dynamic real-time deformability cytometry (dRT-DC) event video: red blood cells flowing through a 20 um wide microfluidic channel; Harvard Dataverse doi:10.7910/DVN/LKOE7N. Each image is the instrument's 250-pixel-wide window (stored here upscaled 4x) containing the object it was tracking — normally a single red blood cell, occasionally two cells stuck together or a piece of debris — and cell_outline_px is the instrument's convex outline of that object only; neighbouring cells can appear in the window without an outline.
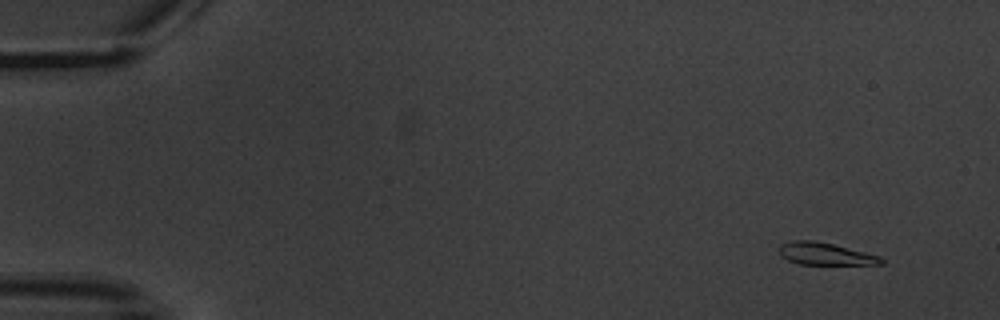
{"species": "common noctule bat (a hibernating species)", "species_latin": "Nyctalus noctula", "temperature_condition": "warm", "stored_images_in_passage": 6, "camera_frame_rate_fps": 3000, "um_per_image_px": 0.085, "animal": {"sex": "male", "body_mass_g": 20.1, "forearm_length_mm": 53.5}, "frame": {"image": 1, "passage_image": 2, "time_ms": 1.333, "image_size_px": [1000, 320], "cell_outline_px": [[884, 264], [800, 264], [788, 260], [780, 256], [780, 244], [792, 240], [812, 240], [832, 244], [880, 256], [884, 260]], "centroid_in_image_um": [70.12, 21.57], "position_along_channel_um": 14.9, "area_um2": 13.06}}
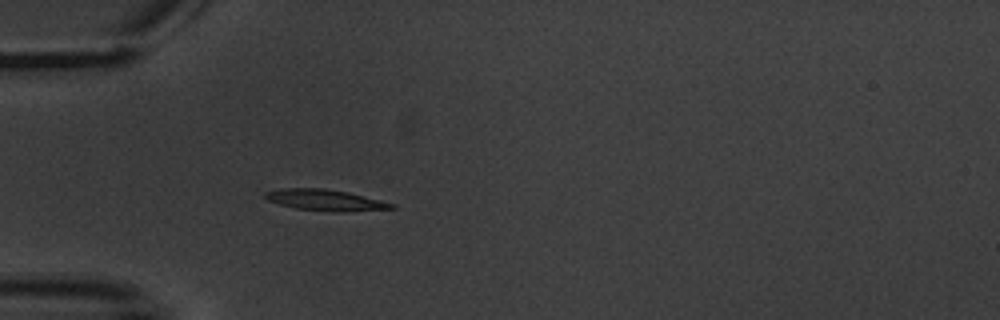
{"frame": {"image": 2, "passage_image": 6, "time_ms": 6.0, "image_size_px": [1000, 320], "cell_outline_px": [[396, 208], [340, 212], [336, 212], [296, 208], [280, 204], [268, 200], [264, 196], [264, 192], [280, 188], [324, 188], [348, 192], [396, 204]], "centroid_in_image_um": [27.65, 17.0], "position_along_channel_um": 57.4, "area_um2": 15.49}}